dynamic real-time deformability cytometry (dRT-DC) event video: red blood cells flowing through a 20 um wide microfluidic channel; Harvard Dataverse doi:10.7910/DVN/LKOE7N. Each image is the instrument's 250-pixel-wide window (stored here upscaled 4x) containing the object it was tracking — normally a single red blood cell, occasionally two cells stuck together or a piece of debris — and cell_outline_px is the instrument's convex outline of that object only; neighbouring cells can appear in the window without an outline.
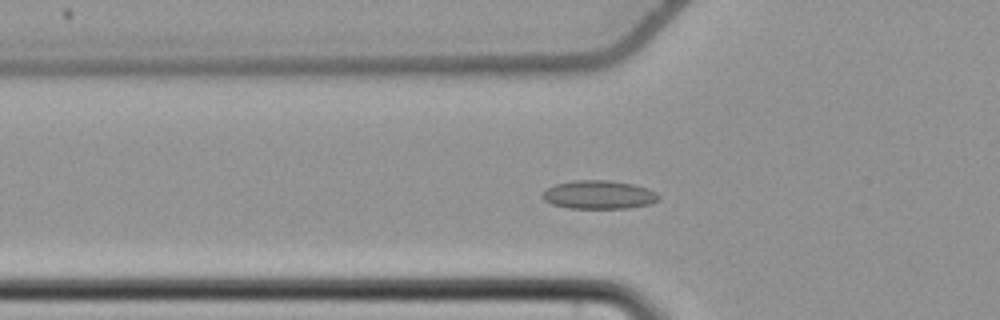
{"species": "common noctule bat (a hibernating species)", "species_latin": "Nyctalus noctula", "temperature_condition": "cold", "stored_images_in_passage": 44, "camera_frame_rate_fps": 3000, "um_per_image_px": 0.085, "animal": {"sex": "female", "body_mass_g": 22.7, "forearm_length_mm": 54.2}, "frame": {"image": 1, "passage_image": 7, "time_ms": 2.0, "image_size_px": [1000, 320], "cell_outline_px": [[660, 200], [648, 204], [628, 208], [568, 208], [552, 204], [544, 200], [540, 196], [548, 188], [556, 184], [576, 180], [608, 180], [632, 184], [648, 188], [656, 192], [660, 196]], "centroid_in_image_um": [50.92, 16.55], "position_along_channel_um": 74.9, "area_um2": 19.25}}
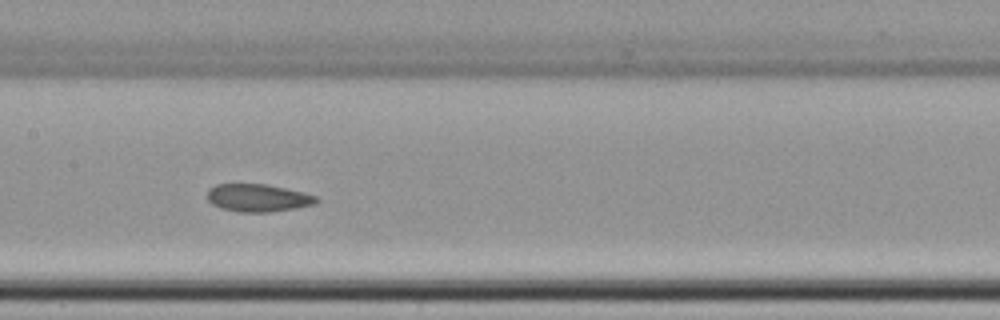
{"frame": {"image": 2, "passage_image": 16, "time_ms": 5.0, "image_size_px": [1000, 320], "cell_outline_px": [[320, 200], [316, 204], [296, 208], [268, 212], [240, 212], [220, 208], [212, 204], [208, 200], [208, 188], [216, 184], [264, 184], [304, 192], [316, 196]], "centroid_in_image_um": [21.93, 16.82], "position_along_channel_um": 185.5, "area_um2": 17.63}}
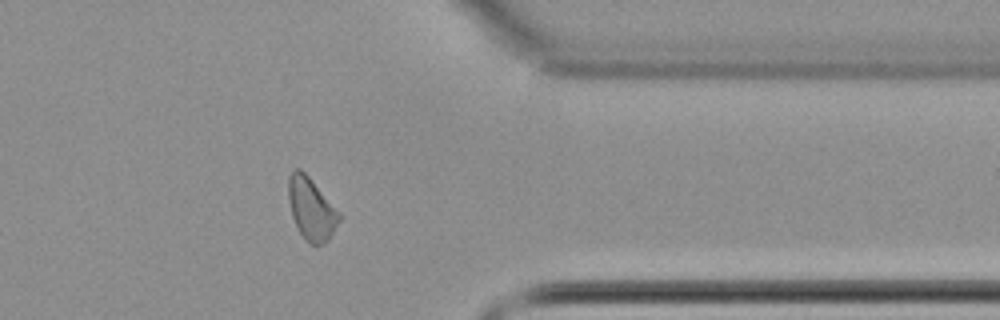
{"frame": {"image": 3, "passage_image": 33, "time_ms": 10.667, "image_size_px": [1000, 320], "cell_outline_px": [[344, 216], [328, 240], [324, 244], [316, 248], [304, 240], [292, 216], [288, 200], [288, 176], [296, 168], [300, 168], [308, 176]], "centroid_in_image_um": [26.49, 17.8], "position_along_channel_um": 384.9, "area_um2": 18.79}, "authors_computed_cell_mechanics": {"area_um2": 18.2648, "velocity_mm_per_s": 3.7083, "shape_relaxation_time_tau1_ms": null, "shape_relaxation_time_tau2_ms": 4.5832, "deformation_change_tau1": null, "deformation_change_tau2": 0.0848}}